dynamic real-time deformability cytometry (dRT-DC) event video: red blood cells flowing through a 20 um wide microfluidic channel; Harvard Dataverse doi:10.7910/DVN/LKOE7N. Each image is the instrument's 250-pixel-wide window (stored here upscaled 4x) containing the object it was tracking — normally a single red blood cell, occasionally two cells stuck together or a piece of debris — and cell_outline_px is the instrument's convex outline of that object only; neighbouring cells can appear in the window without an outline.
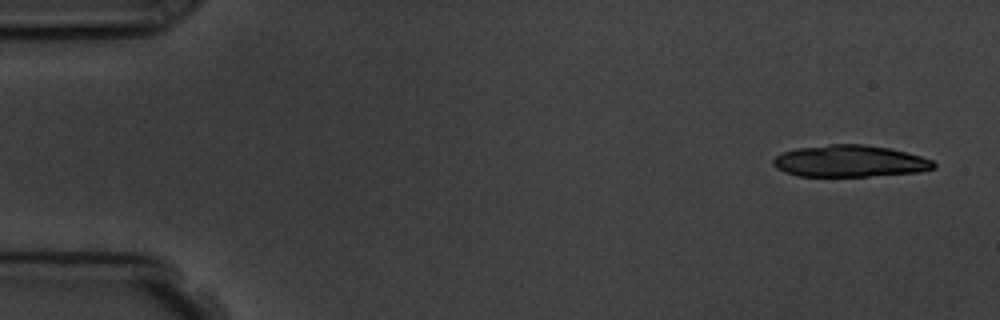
{"species": "common noctule bat (a hibernating species)", "species_latin": "Nyctalus noctula", "temperature_condition": "room temperature", "stored_images_in_passage": 4, "camera_frame_rate_fps": 3000, "um_per_image_px": 0.085, "animal": {"sex": "male", "body_mass_g": 19.5, "forearm_length_mm": 54.6}, "frame": {"image": 1, "passage_image": 1, "time_ms": 0.0, "image_size_px": [1000, 320], "cell_outline_px": [[936, 168], [920, 172], [868, 176], [800, 176], [784, 172], [776, 168], [772, 164], [772, 160], [780, 152], [796, 148], [832, 144], [864, 144], [888, 148], [920, 156], [932, 160], [936, 164]], "centroid_in_image_um": [72.2, 13.7], "position_along_channel_um": 12.8, "area_um2": 29.77}}